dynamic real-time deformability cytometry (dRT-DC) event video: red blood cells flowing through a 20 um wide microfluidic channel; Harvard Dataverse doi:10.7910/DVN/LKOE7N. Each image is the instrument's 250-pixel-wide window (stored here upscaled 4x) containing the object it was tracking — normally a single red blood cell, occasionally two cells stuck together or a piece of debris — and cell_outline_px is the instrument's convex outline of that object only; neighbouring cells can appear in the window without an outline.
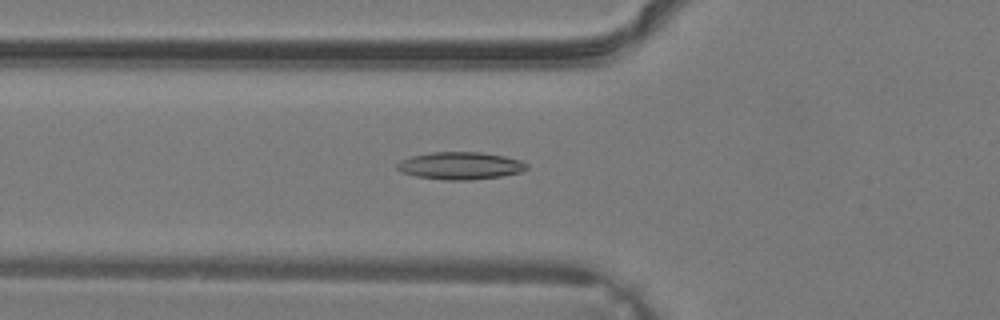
{"species": "common noctule bat (a hibernating species)", "species_latin": "Nyctalus noctula", "temperature_condition": "warm", "stored_images_in_passage": 39, "camera_frame_rate_fps": 3000, "um_per_image_px": 0.085, "animal": {"sex": "male", "body_mass_g": 19.2, "forearm_length_mm": 51.8}, "frame": {"image": 1, "passage_image": 15, "time_ms": 4.667, "image_size_px": [1000, 320], "cell_outline_px": [[528, 168], [520, 172], [500, 176], [468, 180], [444, 180], [416, 176], [400, 172], [396, 168], [396, 164], [400, 160], [412, 156], [432, 152], [480, 152], [504, 156], [520, 160], [528, 164]], "centroid_in_image_um": [39.1, 14.08], "position_along_channel_um": 86.7, "area_um2": 20.69}}
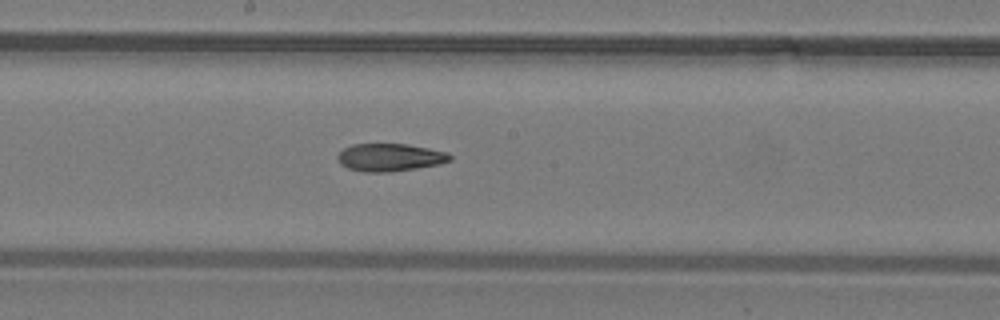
{"frame": {"image": 2, "passage_image": 22, "time_ms": 7.0, "image_size_px": [1000, 320], "cell_outline_px": [[452, 160], [440, 164], [416, 168], [388, 172], [364, 172], [348, 168], [340, 164], [336, 156], [344, 148], [352, 144], [408, 144], [448, 152], [452, 156]], "centroid_in_image_um": [33.15, 13.37], "position_along_channel_um": 215.1, "area_um2": 18.21}}
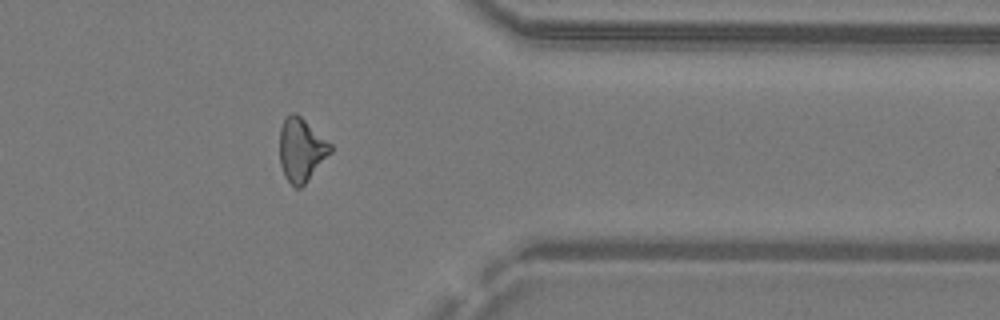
{"frame": {"image": 3, "passage_image": 32, "time_ms": 10.333, "image_size_px": [1000, 320], "cell_outline_px": [[332, 152], [304, 184], [300, 188], [296, 188], [284, 176], [280, 164], [280, 128], [284, 120], [292, 112], [296, 112], [332, 144]], "centroid_in_image_um": [25.61, 12.72], "position_along_channel_um": 385.8, "area_um2": 18.67}}